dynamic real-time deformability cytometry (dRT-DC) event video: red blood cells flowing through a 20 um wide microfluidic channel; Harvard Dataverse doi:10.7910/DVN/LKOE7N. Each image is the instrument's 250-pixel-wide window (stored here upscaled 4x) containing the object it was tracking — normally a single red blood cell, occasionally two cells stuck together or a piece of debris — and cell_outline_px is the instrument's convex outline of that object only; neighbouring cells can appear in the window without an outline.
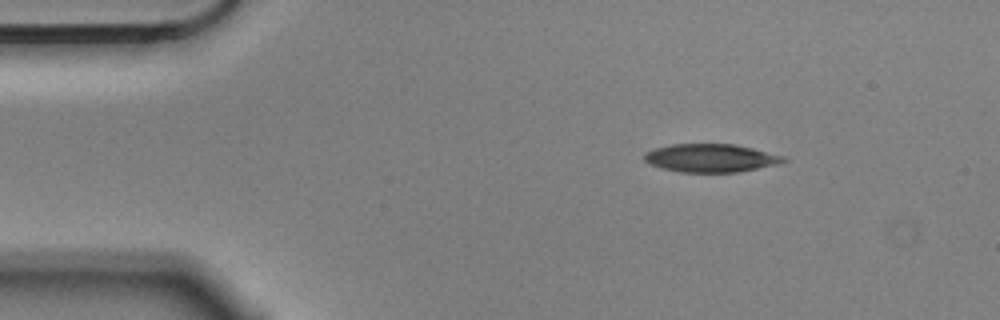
{"species": "Egyptian fruit bat (a non-hibernating species)", "species_latin": "Rousettus aegyptiacus", "temperature_condition": "cold", "stored_images_in_passage": 4, "camera_frame_rate_fps": 3000, "um_per_image_px": 0.085, "animal": {"sex": "male"}, "frame": {"image": 1, "passage_image": 2, "time_ms": 0.333, "image_size_px": [1000, 320], "cell_outline_px": [[788, 160], [776, 164], [736, 172], [680, 172], [664, 168], [652, 164], [644, 160], [644, 152], [656, 148], [672, 144], [736, 144], [784, 156]], "centroid_in_image_um": [60.41, 13.42], "position_along_channel_um": 24.6, "area_um2": 22.54}}
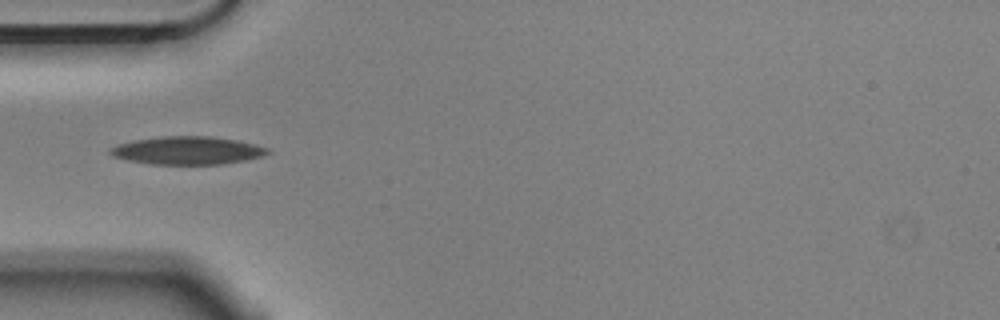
{"frame": {"image": 2, "passage_image": 4, "time_ms": 1.0, "image_size_px": [1000, 320], "cell_outline_px": [[272, 152], [264, 156], [244, 160], [220, 164], [152, 164], [128, 160], [112, 156], [108, 152], [112, 148], [120, 144], [132, 140], [164, 136], [212, 136], [236, 140], [256, 144], [268, 148]], "centroid_in_image_um": [15.97, 12.78], "position_along_channel_um": 69.0, "area_um2": 25.61}}